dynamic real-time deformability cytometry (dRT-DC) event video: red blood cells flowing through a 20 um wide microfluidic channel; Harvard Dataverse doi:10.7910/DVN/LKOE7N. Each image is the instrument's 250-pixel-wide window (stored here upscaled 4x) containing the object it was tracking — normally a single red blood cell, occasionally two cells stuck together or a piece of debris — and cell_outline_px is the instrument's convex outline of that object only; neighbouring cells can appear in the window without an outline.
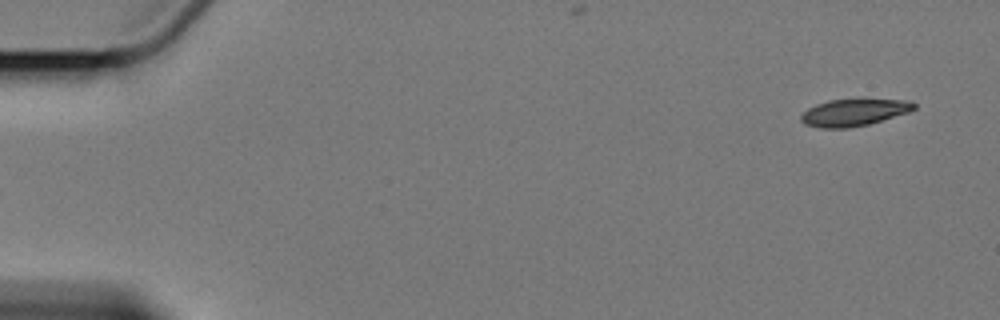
{"species": "Egyptian fruit bat (a non-hibernating species)", "species_latin": "Rousettus aegyptiacus", "temperature_condition": "cold", "stored_images_in_passage": 4, "segment_of_instrument_passage": [2, 2], "camera_frame_rate_fps": 3000, "um_per_image_px": 0.085, "animal": {"sex": "female"}, "frame": {"image": 1, "passage_image": 4, "time_ms": 3.667, "image_size_px": [1000, 320], "cell_outline_px": [[916, 108], [908, 112], [868, 124], [848, 128], [820, 128], [804, 124], [800, 120], [800, 116], [808, 108], [816, 104], [828, 100], [860, 96], [908, 100], [916, 104]], "centroid_in_image_um": [72.6, 9.5], "position_along_channel_um": 12.4, "area_um2": 18.67}}